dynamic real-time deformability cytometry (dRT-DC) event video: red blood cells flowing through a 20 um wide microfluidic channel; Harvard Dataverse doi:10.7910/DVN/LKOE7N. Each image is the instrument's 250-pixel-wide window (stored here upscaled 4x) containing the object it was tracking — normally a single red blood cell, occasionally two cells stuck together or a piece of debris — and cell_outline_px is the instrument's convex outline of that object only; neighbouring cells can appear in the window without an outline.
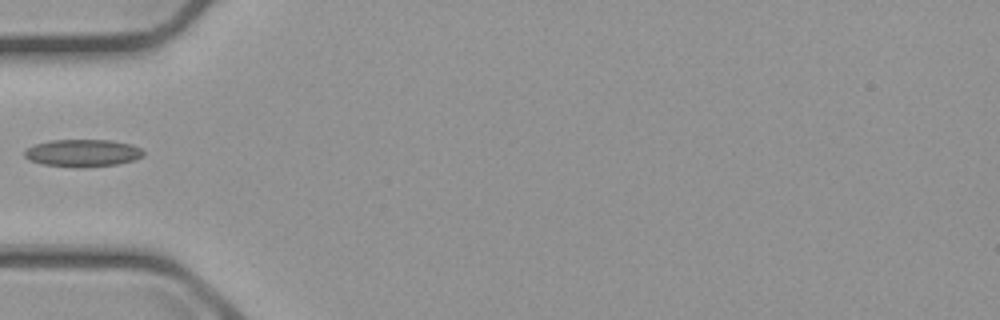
{"species": "common noctule bat (a hibernating species)", "species_latin": "Nyctalus noctula", "temperature_condition": "cold", "stored_images_in_passage": 4, "camera_frame_rate_fps": 3000, "um_per_image_px": 0.085, "animal": {"sex": "male", "body_mass_g": 23.1, "forearm_length_mm": 52.7}, "frame": {"image": 1, "passage_image": 3, "time_ms": 2.333, "image_size_px": [1000, 320], "cell_outline_px": [[144, 156], [132, 160], [116, 164], [84, 168], [72, 168], [44, 164], [28, 160], [24, 156], [24, 152], [28, 148], [36, 144], [52, 140], [108, 140], [128, 144], [140, 148], [144, 152]], "centroid_in_image_um": [7.0, 13.02], "position_along_channel_um": 78.0, "area_um2": 18.9}}
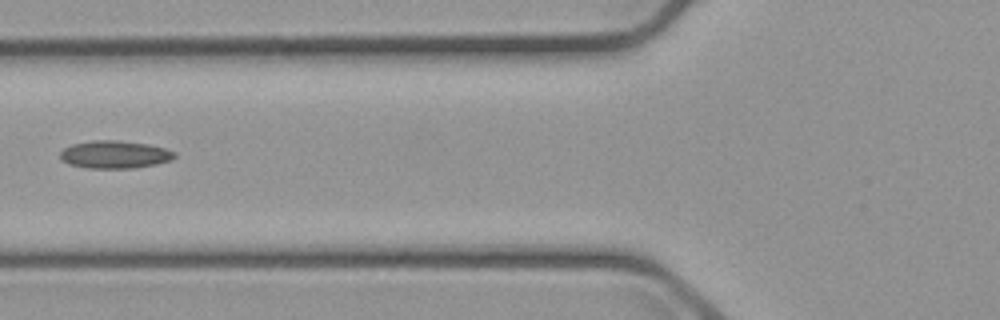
{"frame": {"image": 2, "passage_image": 4, "time_ms": 3.333, "image_size_px": [1000, 320], "cell_outline_px": [[176, 156], [172, 160], [156, 164], [136, 168], [88, 168], [68, 164], [60, 160], [60, 152], [64, 148], [72, 144], [96, 140], [116, 140], [148, 144], [164, 148], [176, 152]], "centroid_in_image_um": [9.75, 13.14], "position_along_channel_um": 116.0, "area_um2": 18.55}}